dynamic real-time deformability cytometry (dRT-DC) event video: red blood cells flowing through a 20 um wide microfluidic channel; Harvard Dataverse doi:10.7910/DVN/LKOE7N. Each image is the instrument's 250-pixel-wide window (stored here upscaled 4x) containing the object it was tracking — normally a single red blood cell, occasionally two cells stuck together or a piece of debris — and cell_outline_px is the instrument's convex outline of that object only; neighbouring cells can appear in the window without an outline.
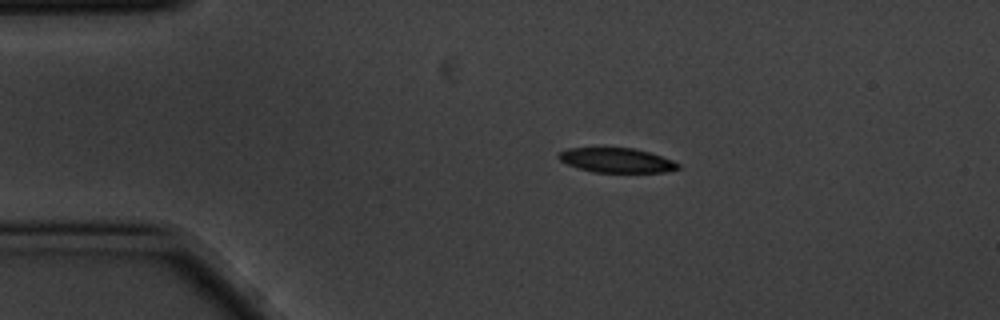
{"species": "common noctule bat (a hibernating species)", "species_latin": "Nyctalus noctula", "temperature_condition": "cold", "stored_images_in_passage": 9, "camera_frame_rate_fps": 3000, "um_per_image_px": 0.085, "animal": {"sex": "male", "body_mass_g": 20.1, "forearm_length_mm": 53.5}, "frame": {"image": 1, "passage_image": 1, "time_ms": 0.0, "image_size_px": [1000, 320], "cell_outline_px": [[680, 168], [664, 172], [592, 172], [568, 164], [560, 160], [556, 156], [560, 152], [568, 148], [636, 148], [672, 160], [680, 164]], "centroid_in_image_um": [52.41, 13.62], "position_along_channel_um": 32.6, "area_um2": 16.94}}
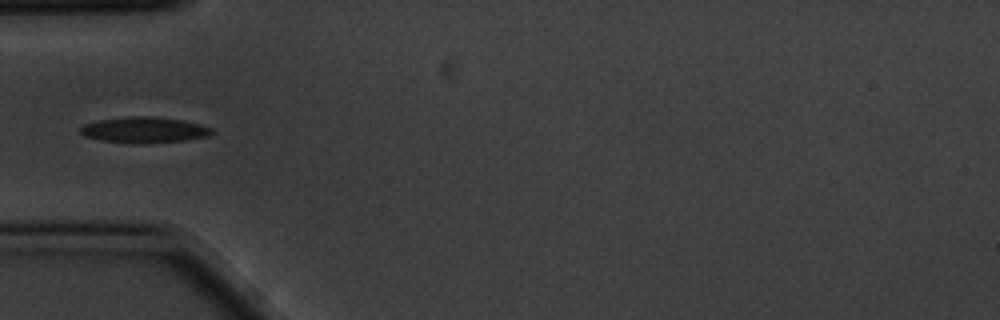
{"frame": {"image": 2, "passage_image": 3, "time_ms": 0.667, "image_size_px": [1000, 320], "cell_outline_px": [[212, 132], [208, 136], [184, 140], [136, 144], [100, 140], [84, 136], [80, 132], [80, 128], [84, 124], [100, 120], [128, 116], [156, 116], [184, 120], [200, 124], [212, 128]], "centroid_in_image_um": [12.25, 11.03], "position_along_channel_um": 72.8, "area_um2": 19.83}}
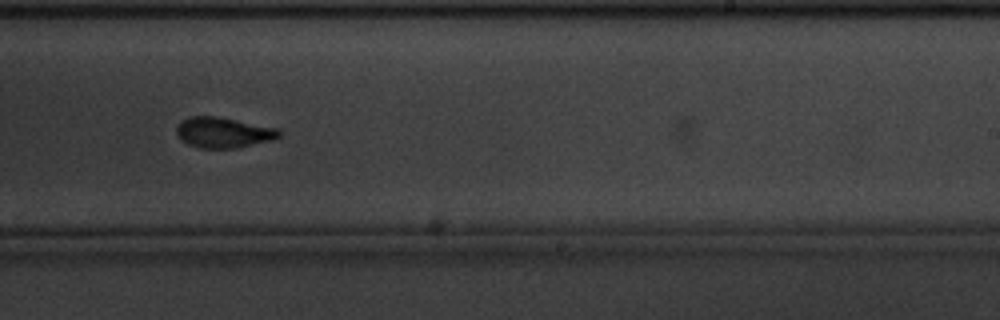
{"frame": {"image": 3, "passage_image": 8, "time_ms": 2.333, "image_size_px": [1000, 320], "cell_outline_px": [[280, 136], [272, 140], [236, 148], [200, 148], [188, 144], [180, 140], [176, 132], [176, 128], [180, 120], [188, 116], [216, 116], [280, 128]], "centroid_in_image_um": [18.96, 11.25], "position_along_channel_um": 270.0, "area_um2": 18.44}}